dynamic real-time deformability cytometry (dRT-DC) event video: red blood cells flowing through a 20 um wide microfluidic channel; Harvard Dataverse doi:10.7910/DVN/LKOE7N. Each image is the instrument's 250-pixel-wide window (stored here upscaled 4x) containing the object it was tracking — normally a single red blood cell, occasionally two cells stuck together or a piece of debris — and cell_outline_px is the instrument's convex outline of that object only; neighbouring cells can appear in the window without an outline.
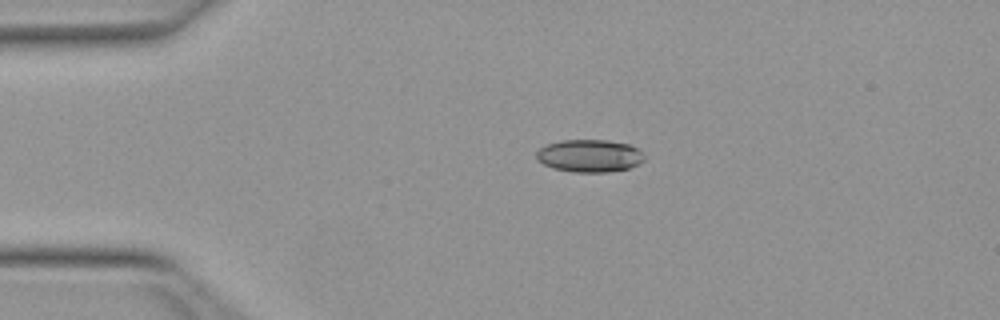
{"species": "Egyptian fruit bat (a non-hibernating species)", "species_latin": "Rousettus aegyptiacus", "temperature_condition": "warm", "stored_images_in_passage": 41, "camera_frame_rate_fps": 3000, "um_per_image_px": 0.085, "animal": {"sex": "female"}, "frame": {"image": 1, "passage_image": 1, "time_ms": 0.0, "image_size_px": [1000, 320], "cell_outline_px": [[644, 160], [640, 164], [628, 168], [608, 172], [572, 172], [552, 168], [536, 160], [536, 152], [540, 148], [548, 144], [560, 140], [608, 140], [628, 144], [640, 148], [644, 156]], "centroid_in_image_um": [50.12, 13.24], "position_along_channel_um": 34.9, "area_um2": 20.69}}
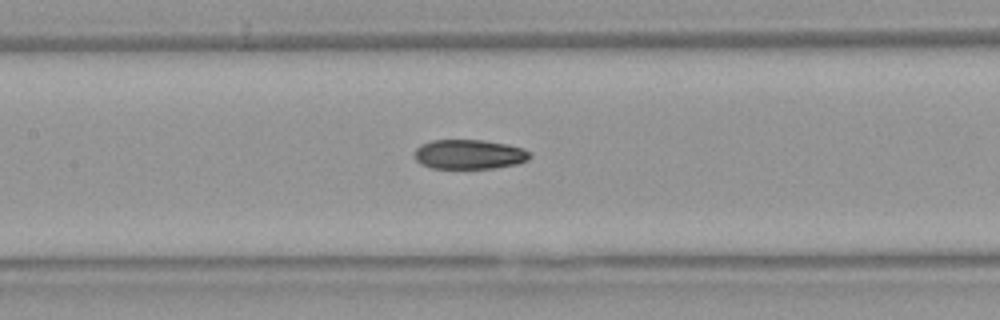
{"frame": {"image": 2, "passage_image": 14, "time_ms": 4.333, "image_size_px": [1000, 320], "cell_outline_px": [[532, 156], [528, 160], [516, 164], [496, 168], [432, 168], [420, 164], [416, 160], [416, 148], [420, 144], [432, 140], [484, 140], [508, 144], [524, 148], [532, 152]], "centroid_in_image_um": [39.93, 13.11], "position_along_channel_um": 167.5, "area_um2": 20.06}}
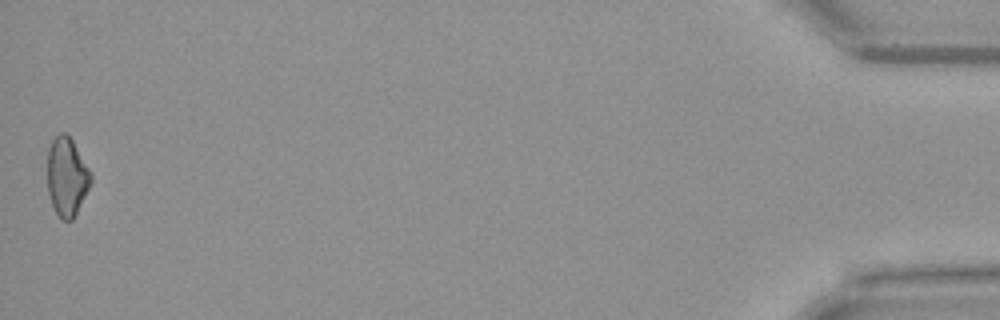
{"frame": {"image": 3, "passage_image": 41, "time_ms": 13.333, "image_size_px": [1000, 320], "cell_outline_px": [[92, 180], [72, 220], [60, 220], [52, 204], [48, 192], [48, 148], [52, 140], [60, 132], [64, 132], [72, 140], [92, 172]], "centroid_in_image_um": [5.68, 15.0], "position_along_channel_um": 429.5, "area_um2": 19.71}, "authors_computed_cell_mechanics": {"area_um2": 20.4034, "velocity_mm_per_s": 3.9923, "shape_relaxation_time_tau1_ms": 11.2227, "shape_relaxation_time_tau2_ms": 5.7751, "deformation_change_tau1": 0.2317, "deformation_change_tau2": 0.1171}}